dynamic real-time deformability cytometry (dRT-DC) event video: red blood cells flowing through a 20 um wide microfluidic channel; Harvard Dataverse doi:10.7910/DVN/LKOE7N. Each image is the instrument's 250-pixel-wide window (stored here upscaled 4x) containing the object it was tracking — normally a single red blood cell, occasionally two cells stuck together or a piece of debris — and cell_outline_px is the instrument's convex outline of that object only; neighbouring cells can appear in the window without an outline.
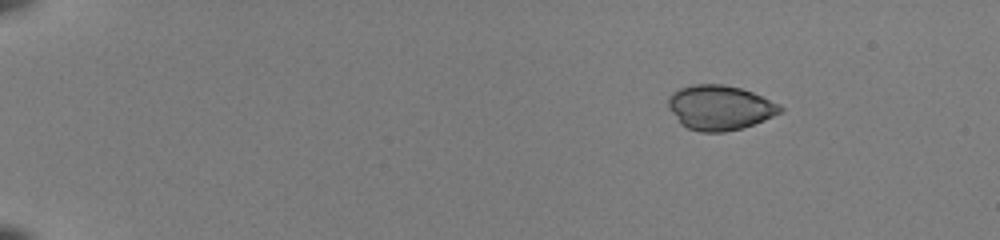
{"species": "common noctule bat (a hibernating species)", "species_latin": "Nyctalus noctula", "temperature_condition": "room temperature", "stored_images_in_passage": 46, "camera_frame_rate_fps": 3000, "um_per_image_px": 0.085, "animal": {"sex": "female", "body_mass_g": 22.0, "forearm_length_mm": 56.7}, "frame": {"image": 1, "passage_image": 1, "time_ms": 0.0, "image_size_px": [1000, 240], "cell_outline_px": [[784, 112], [764, 120], [740, 128], [724, 132], [700, 132], [688, 128], [680, 124], [668, 108], [668, 96], [672, 92], [680, 88], [692, 84], [724, 84], [740, 88], [752, 92], [780, 104], [784, 108]], "centroid_in_image_um": [61.17, 9.14], "position_along_channel_um": 23.8, "area_um2": 29.36}}
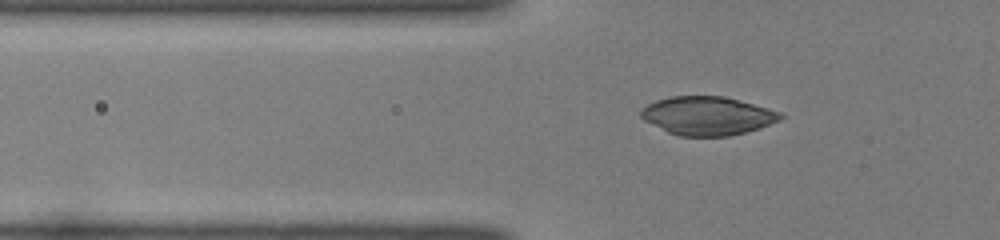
{"frame": {"image": 2, "passage_image": 13, "time_ms": 4.0, "image_size_px": [1000, 240], "cell_outline_px": [[784, 116], [780, 120], [760, 128], [728, 136], [680, 136], [668, 132], [644, 120], [640, 116], [640, 108], [656, 100], [672, 96], [724, 96], [768, 108], [780, 112]], "centroid_in_image_um": [60.12, 9.84], "position_along_channel_um": 65.7, "area_um2": 31.21}}
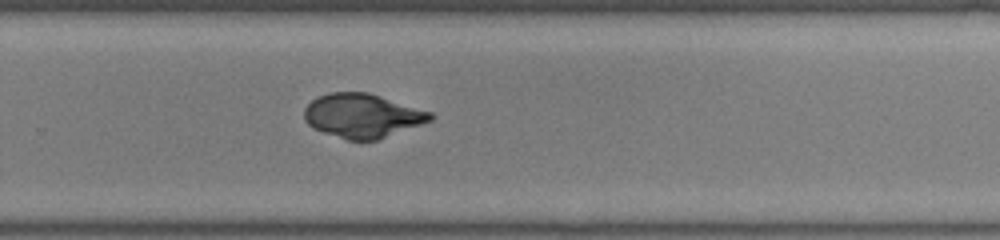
{"frame": {"image": 3, "passage_image": 31, "time_ms": 10.0, "image_size_px": [1000, 240], "cell_outline_px": [[436, 116], [432, 120], [376, 140], [348, 140], [312, 128], [304, 120], [304, 108], [312, 100], [328, 92], [368, 92], [432, 112]], "centroid_in_image_um": [30.8, 9.82], "position_along_channel_um": 299.0, "area_um2": 32.19}}